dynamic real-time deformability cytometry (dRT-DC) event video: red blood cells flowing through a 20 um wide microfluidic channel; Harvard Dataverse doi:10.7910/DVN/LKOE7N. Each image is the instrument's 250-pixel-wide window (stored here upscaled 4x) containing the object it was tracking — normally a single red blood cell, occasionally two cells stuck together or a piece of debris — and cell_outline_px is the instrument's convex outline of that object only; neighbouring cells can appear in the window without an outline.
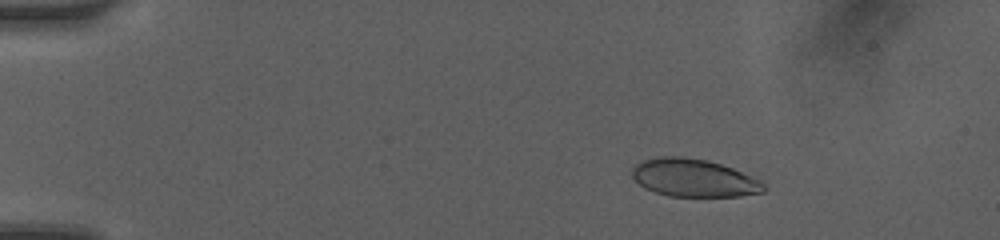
{"species": "human", "species_latin": "Homo sapiens", "temperature_condition": "room temperature", "stored_images_in_passage": 43, "camera_frame_rate_fps": 3000, "um_per_image_px": 0.085, "donor": {"sex": "female"}, "frame": {"image": 1, "passage_image": 2, "time_ms": 0.333, "image_size_px": [1000, 240], "cell_outline_px": [[768, 188], [764, 192], [740, 196], [668, 196], [644, 188], [632, 176], [632, 168], [640, 160], [660, 156], [684, 156], [708, 160], [732, 168], [760, 180]], "centroid_in_image_um": [58.96, 15.11], "position_along_channel_um": 26.0, "area_um2": 29.13}}
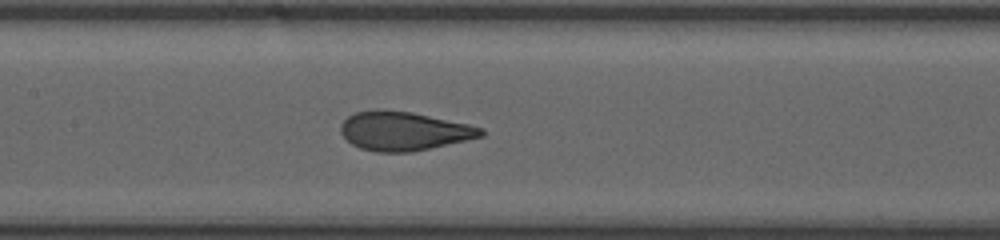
{"frame": {"image": 2, "passage_image": 19, "time_ms": 6.0, "image_size_px": [1000, 240], "cell_outline_px": [[484, 136], [412, 152], [376, 152], [360, 148], [352, 144], [340, 132], [340, 124], [348, 116], [356, 112], [376, 108], [384, 108], [412, 112], [468, 124], [484, 128]], "centroid_in_image_um": [34.3, 11.12], "position_along_channel_um": 173.1, "area_um2": 31.96}}
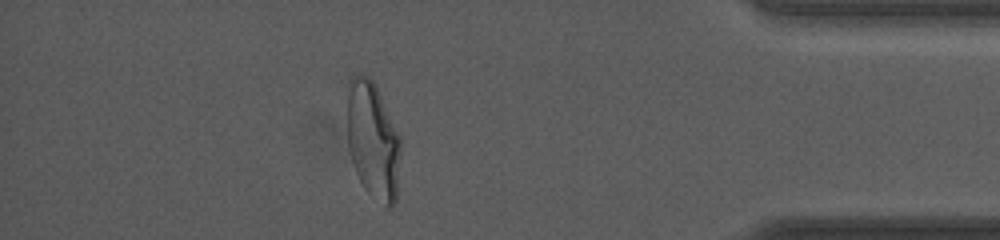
{"frame": {"image": 3, "passage_image": 38, "time_ms": 12.333, "image_size_px": [1000, 240], "cell_outline_px": [[400, 152], [396, 200], [392, 208], [388, 208], [368, 192], [364, 188], [356, 172], [352, 160], [348, 144], [348, 80], [352, 76], [360, 72], [368, 76], [372, 80], [400, 136]], "centroid_in_image_um": [31.69, 11.93], "position_along_channel_um": 403.5, "area_um2": 36.07}, "authors_computed_cell_mechanics": {"area_um2": 31.8478, "velocity_mm_per_s": 4.1842, "shape_relaxation_time_tau1_ms": 4.7562, "shape_relaxation_time_tau2_ms": null, "deformation_change_tau1": 0.1953, "deformation_change_tau2": null}}